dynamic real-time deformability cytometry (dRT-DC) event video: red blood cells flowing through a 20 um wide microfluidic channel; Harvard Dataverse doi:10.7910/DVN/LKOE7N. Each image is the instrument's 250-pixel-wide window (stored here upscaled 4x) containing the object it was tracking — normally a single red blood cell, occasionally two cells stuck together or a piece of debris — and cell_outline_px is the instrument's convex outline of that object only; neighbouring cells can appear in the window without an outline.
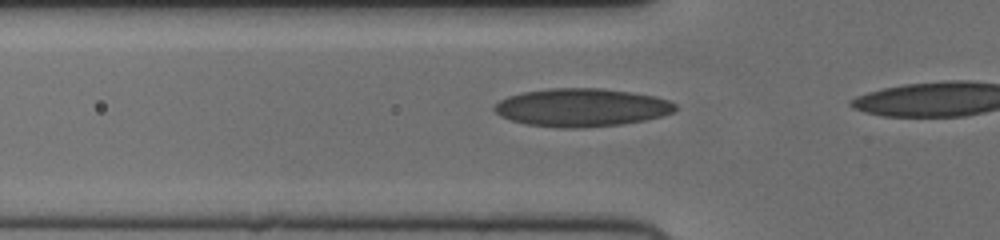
{"species": "human", "species_latin": "Homo sapiens", "temperature_condition": "cold", "stored_images_in_passage": 4, "camera_frame_rate_fps": 3000, "um_per_image_px": 0.085, "donor": {"sex": "female"}, "frame": {"image": 1, "passage_image": 2, "time_ms": 0.333, "image_size_px": [1000, 240], "cell_outline_px": [[676, 108], [672, 112], [660, 116], [644, 120], [620, 124], [584, 128], [556, 128], [524, 124], [500, 116], [492, 108], [500, 100], [508, 96], [524, 92], [548, 88], [600, 88], [632, 92], [652, 96], [668, 100], [676, 104]], "centroid_in_image_um": [49.39, 9.14], "position_along_channel_um": 76.4, "area_um2": 40.11}}